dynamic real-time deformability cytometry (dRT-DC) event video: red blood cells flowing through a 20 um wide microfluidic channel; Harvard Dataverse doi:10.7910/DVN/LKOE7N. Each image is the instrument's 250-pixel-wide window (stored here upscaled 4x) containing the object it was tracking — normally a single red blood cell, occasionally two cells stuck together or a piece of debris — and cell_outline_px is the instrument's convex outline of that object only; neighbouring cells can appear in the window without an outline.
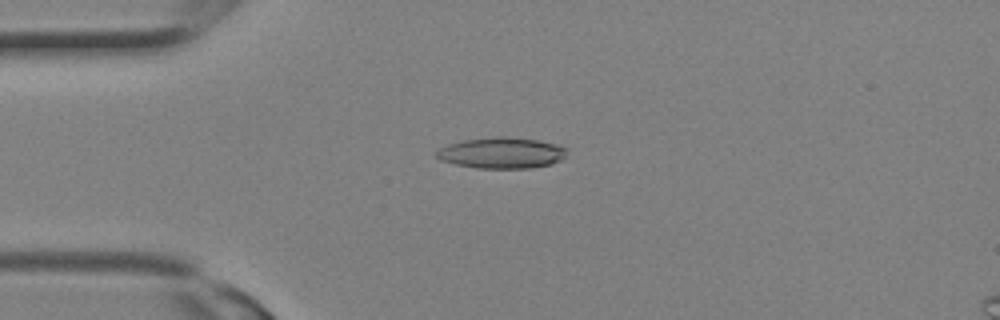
{"species": "Egyptian fruit bat (a non-hibernating species)", "species_latin": "Rousettus aegyptiacus", "temperature_condition": "room temperature", "stored_images_in_passage": 13, "camera_frame_rate_fps": 3000, "um_per_image_px": 0.085, "animal": {"sex": "female"}, "frame": {"image": 1, "passage_image": 8, "time_ms": 2.333, "image_size_px": [1000, 320], "cell_outline_px": [[568, 148], [564, 156], [560, 160], [552, 164], [528, 168], [476, 168], [456, 164], [440, 160], [436, 156], [436, 152], [440, 148], [448, 144], [464, 140], [492, 136], [504, 136], [536, 140], [556, 144]], "centroid_in_image_um": [42.63, 12.99], "position_along_channel_um": 42.4, "area_um2": 23.52}}
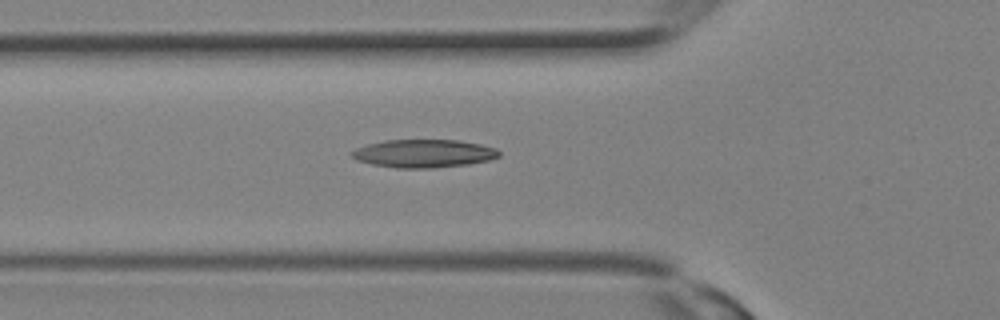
{"frame": {"image": 2, "passage_image": 11, "time_ms": 3.333, "image_size_px": [1000, 320], "cell_outline_px": [[500, 156], [488, 160], [468, 164], [428, 168], [396, 168], [372, 164], [356, 160], [352, 156], [352, 152], [356, 148], [368, 144], [384, 140], [456, 140], [480, 144], [496, 148], [500, 152]], "centroid_in_image_um": [36.01, 13.04], "position_along_channel_um": 89.8, "area_um2": 23.93}}
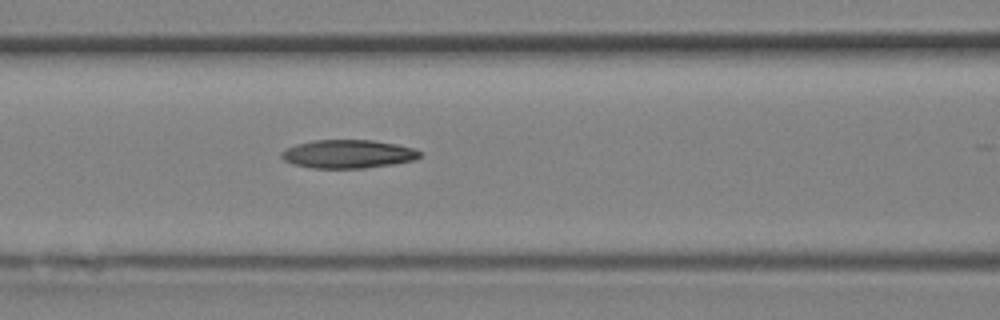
{"frame": {"image": 3, "passage_image": 13, "time_ms": 4.0, "image_size_px": [1000, 320], "cell_outline_px": [[420, 156], [416, 160], [392, 164], [364, 168], [312, 168], [292, 164], [284, 160], [280, 156], [280, 152], [284, 148], [296, 144], [312, 140], [372, 140], [396, 144], [412, 148], [420, 152]], "centroid_in_image_um": [29.52, 13.09], "position_along_channel_um": 137.1, "area_um2": 23.0}}